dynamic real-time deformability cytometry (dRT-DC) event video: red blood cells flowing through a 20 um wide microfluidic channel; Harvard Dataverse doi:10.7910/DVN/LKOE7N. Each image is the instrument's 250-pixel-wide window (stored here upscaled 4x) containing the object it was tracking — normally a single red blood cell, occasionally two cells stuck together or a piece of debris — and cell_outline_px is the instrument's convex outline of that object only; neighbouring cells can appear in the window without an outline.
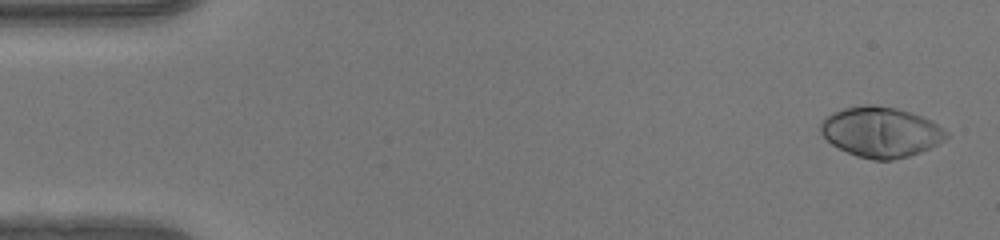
{"species": "human", "species_latin": "Homo sapiens", "temperature_condition": "warm", "stored_images_in_passage": 50, "camera_frame_rate_fps": 3000, "um_per_image_px": 0.085, "donor": {"sex": "female"}, "frame": {"image": 1, "passage_image": 2, "time_ms": 0.333, "image_size_px": [1000, 240], "cell_outline_px": [[948, 136], [944, 140], [920, 152], [908, 156], [892, 160], [872, 160], [856, 156], [832, 144], [820, 132], [820, 124], [832, 112], [844, 108], [864, 104], [876, 104], [896, 108], [932, 120], [944, 128], [948, 132]], "centroid_in_image_um": [74.87, 11.21], "position_along_channel_um": 10.1, "area_um2": 36.7}}
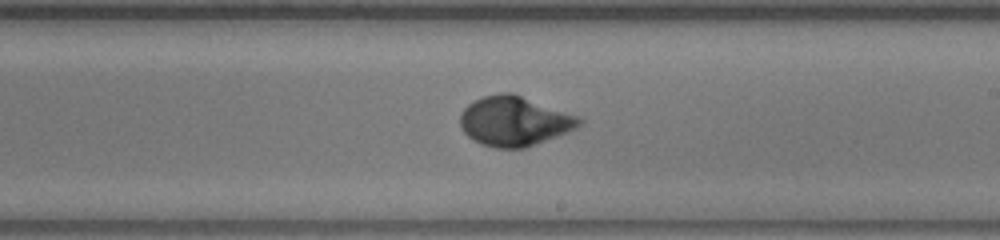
{"frame": {"image": 2, "passage_image": 29, "time_ms": 9.333, "image_size_px": [1000, 240], "cell_outline_px": [[584, 124], [568, 132], [524, 148], [496, 148], [480, 144], [472, 140], [460, 128], [460, 116], [464, 108], [468, 104], [484, 96], [500, 92], [512, 92], [580, 116], [584, 120]], "centroid_in_image_um": [43.74, 10.29], "position_along_channel_um": 245.3, "area_um2": 34.74}}
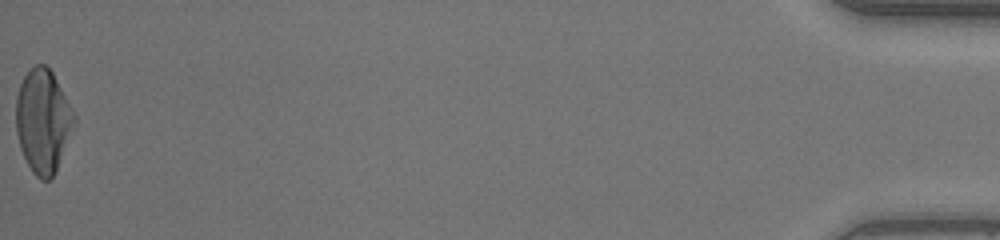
{"frame": {"image": 3, "passage_image": 50, "time_ms": 16.333, "image_size_px": [1000, 240], "cell_outline_px": [[76, 124], [56, 172], [48, 180], [40, 180], [32, 172], [20, 148], [16, 132], [16, 96], [20, 84], [24, 76], [36, 64], [44, 64], [52, 72], [76, 116]], "centroid_in_image_um": [3.66, 10.31], "position_along_channel_um": 431.5, "area_um2": 35.14}, "authors_computed_cell_mechanics": {"area_um2": 33.7263, "velocity_mm_per_s": 4.1736, "shape_relaxation_time_tau1_ms": 3.5057, "shape_relaxation_time_tau2_ms": null, "deformation_change_tau1": 0.2315, "deformation_change_tau2": null}}